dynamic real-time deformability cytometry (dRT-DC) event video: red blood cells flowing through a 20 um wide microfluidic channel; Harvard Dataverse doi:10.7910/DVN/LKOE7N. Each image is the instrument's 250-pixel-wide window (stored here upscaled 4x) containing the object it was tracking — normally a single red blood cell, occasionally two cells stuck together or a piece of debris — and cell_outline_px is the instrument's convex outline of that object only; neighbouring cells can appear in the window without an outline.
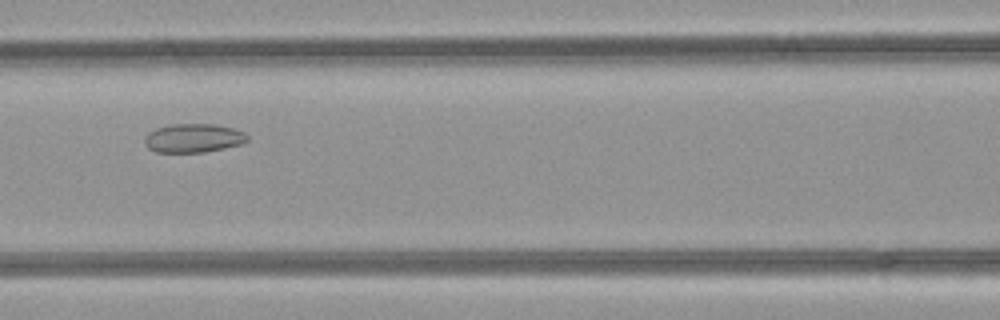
{"species": "common noctule bat (a hibernating species)", "species_latin": "Nyctalus noctula", "temperature_condition": "room temperature", "stored_images_in_passage": 4, "camera_frame_rate_fps": 3000, "um_per_image_px": 0.085, "animal": {"sex": "female", "body_mass_g": 21.9}, "frame": {"image": 1, "passage_image": 4, "time_ms": 1.0, "image_size_px": [1000, 320], "cell_outline_px": [[248, 140], [240, 144], [224, 148], [204, 152], [156, 152], [148, 148], [144, 144], [144, 140], [148, 132], [156, 128], [168, 124], [216, 124], [232, 128], [244, 132], [248, 136]], "centroid_in_image_um": [16.41, 11.73], "position_along_channel_um": 150.2, "area_um2": 17.28}}